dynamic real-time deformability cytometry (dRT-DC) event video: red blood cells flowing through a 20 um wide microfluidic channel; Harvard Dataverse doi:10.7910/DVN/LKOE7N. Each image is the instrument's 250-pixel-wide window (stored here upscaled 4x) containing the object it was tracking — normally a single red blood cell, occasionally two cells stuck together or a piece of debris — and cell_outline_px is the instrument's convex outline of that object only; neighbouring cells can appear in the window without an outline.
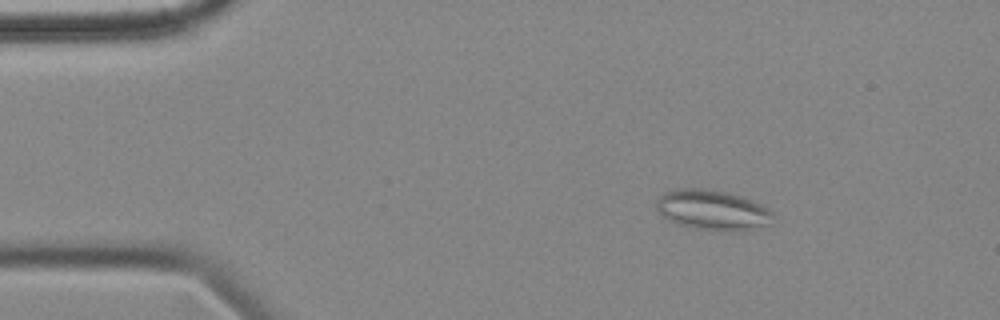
{"species": "common noctule bat (a hibernating species)", "species_latin": "Nyctalus noctula", "temperature_condition": "cold", "stored_images_in_passage": 57, "camera_frame_rate_fps": 3000, "um_per_image_px": 0.085, "animal": {"sex": "female", "body_mass_g": 18.4}, "frame": {"image": 1, "passage_image": 9, "time_ms": 2.667, "image_size_px": [1000, 320], "cell_outline_px": [[772, 224], [752, 228], [696, 228], [676, 224], [668, 220], [656, 208], [656, 200], [664, 192], [676, 188], [700, 188], [728, 192], [752, 200], [768, 208], [772, 212]], "centroid_in_image_um": [60.51, 17.79], "position_along_channel_um": 24.5, "area_um2": 26.47}}
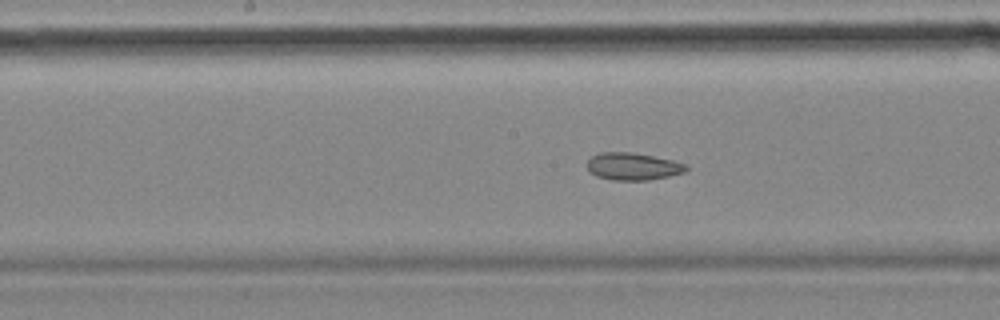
{"frame": {"image": 2, "passage_image": 29, "time_ms": 9.333, "image_size_px": [1000, 320], "cell_outline_px": [[688, 168], [684, 172], [668, 176], [648, 180], [612, 180], [596, 176], [588, 172], [588, 160], [592, 156], [600, 152], [632, 152], [672, 160], [688, 164]], "centroid_in_image_um": [53.78, 14.14], "position_along_channel_um": 194.4, "area_um2": 15.78}}
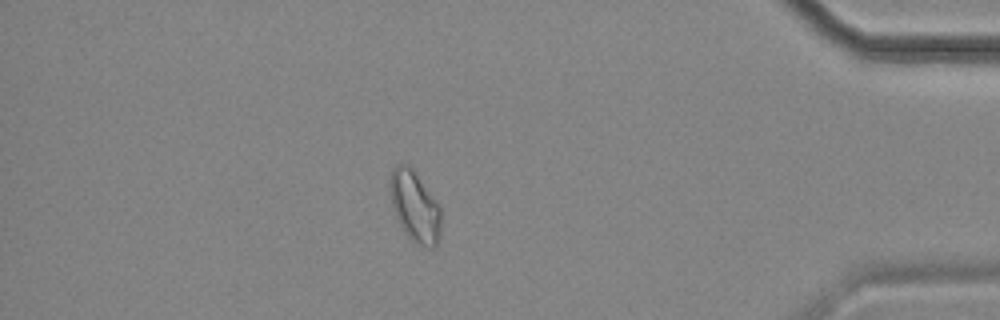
{"frame": {"image": 3, "passage_image": 50, "time_ms": 16.333, "image_size_px": [1000, 320], "cell_outline_px": [[440, 236], [436, 244], [432, 248], [416, 244], [404, 232], [396, 220], [392, 204], [388, 184], [388, 180], [392, 168], [396, 164], [408, 164], [412, 168], [436, 200], [440, 208]], "centroid_in_image_um": [35.22, 17.53], "position_along_channel_um": 400.0, "area_um2": 21.27}, "authors_computed_cell_mechanics": {"area_um2": 20.3456, "velocity_mm_per_s": 3.5101, "shape_relaxation_time_tau1_ms": null, "shape_relaxation_time_tau2_ms": 2.9076, "deformation_change_tau1": null, "deformation_change_tau2": 0.0724}}